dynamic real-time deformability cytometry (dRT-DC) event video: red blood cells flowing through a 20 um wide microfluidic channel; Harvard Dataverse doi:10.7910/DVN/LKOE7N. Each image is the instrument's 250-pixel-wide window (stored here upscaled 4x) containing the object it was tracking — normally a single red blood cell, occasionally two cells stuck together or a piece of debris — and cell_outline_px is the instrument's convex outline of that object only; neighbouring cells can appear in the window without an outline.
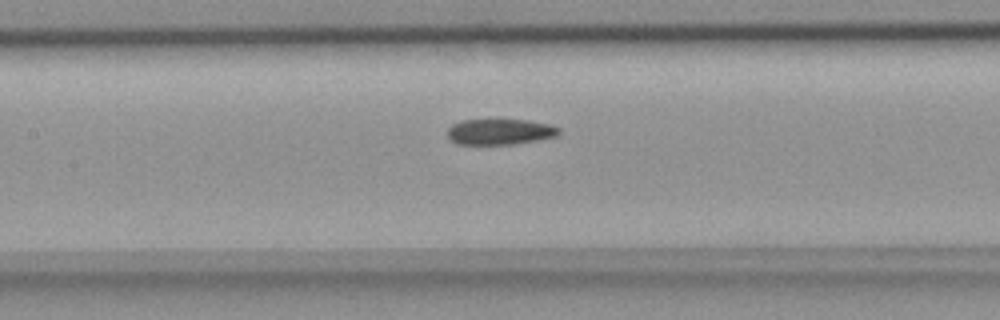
{"species": "common noctule bat (a hibernating species)", "species_latin": "Nyctalus noctula", "temperature_condition": "room temperature", "stored_images_in_passage": 35, "camera_frame_rate_fps": 3000, "um_per_image_px": 0.085, "animal": {"sex": "female", "body_mass_g": 18.4}, "frame": {"image": 1, "passage_image": 13, "time_ms": 4.0, "image_size_px": [1000, 320], "cell_outline_px": [[560, 132], [556, 136], [540, 140], [512, 144], [456, 144], [448, 136], [448, 128], [452, 124], [460, 120], [528, 120], [552, 124], [560, 128]], "centroid_in_image_um": [42.53, 11.19], "position_along_channel_um": 164.9, "area_um2": 16.82}}
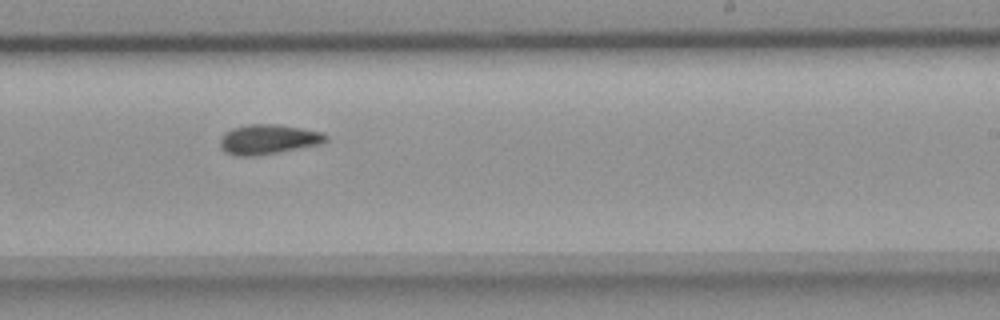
{"frame": {"image": 2, "passage_image": 21, "time_ms": 6.667, "image_size_px": [1000, 320], "cell_outline_px": [[328, 140], [320, 144], [280, 152], [256, 156], [236, 156], [220, 148], [220, 136], [224, 132], [232, 128], [248, 124], [276, 124], [300, 128], [320, 132], [328, 136]], "centroid_in_image_um": [22.77, 11.85], "position_along_channel_um": 266.2, "area_um2": 18.38}}
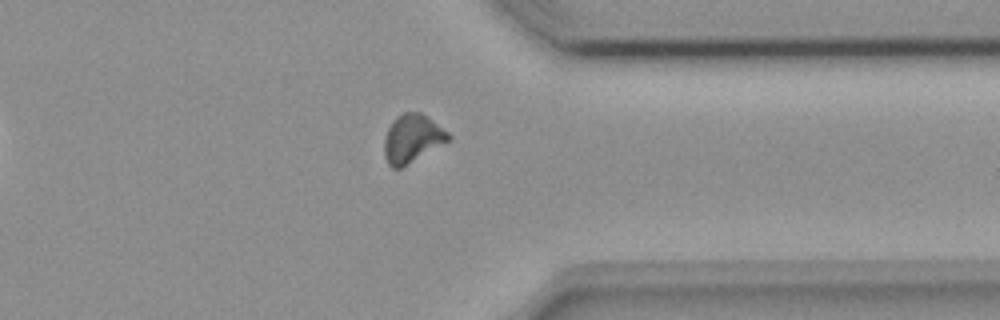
{"frame": {"image": 3, "passage_image": 30, "time_ms": 9.667, "image_size_px": [1000, 320], "cell_outline_px": [[452, 136], [448, 140], [400, 168], [392, 168], [388, 164], [384, 156], [384, 140], [388, 128], [392, 120], [396, 116], [404, 112], [420, 112], [428, 116], [448, 132]], "centroid_in_image_um": [35.0, 11.74], "position_along_channel_um": 376.4, "area_um2": 17.74}, "authors_computed_cell_mechanics": {"area_um2": 17.9758, "velocity_mm_per_s": 3.8136, "shape_relaxation_time_tau1_ms": null, "shape_relaxation_time_tau2_ms": 5.8122, "deformation_change_tau1": null, "deformation_change_tau2": 0.118}}